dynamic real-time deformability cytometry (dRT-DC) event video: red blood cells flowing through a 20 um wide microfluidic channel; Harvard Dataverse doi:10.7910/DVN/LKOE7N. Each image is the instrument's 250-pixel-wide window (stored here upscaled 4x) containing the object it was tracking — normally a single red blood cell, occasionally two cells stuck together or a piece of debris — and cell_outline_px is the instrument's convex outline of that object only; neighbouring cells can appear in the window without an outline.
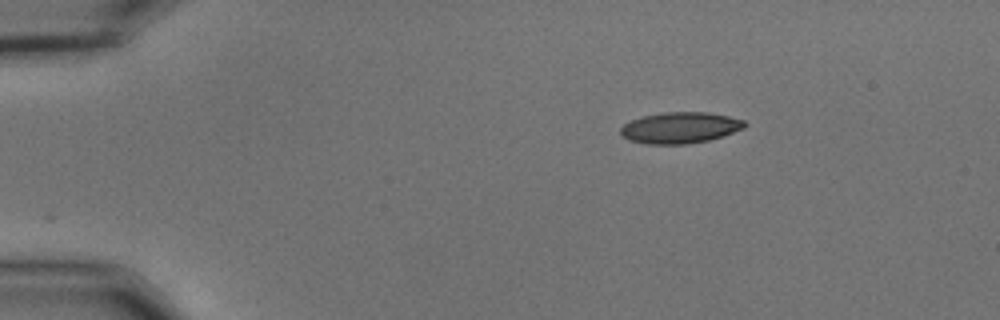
{"species": "common noctule bat (a hibernating species)", "species_latin": "Nyctalus noctula", "temperature_condition": "cold", "stored_images_in_passage": 47, "camera_frame_rate_fps": 3000, "um_per_image_px": 0.085, "animal": {"sex": "male", "body_mass_g": 15.6}, "frame": {"image": 1, "passage_image": 1, "time_ms": 0.0, "image_size_px": [1000, 320], "cell_outline_px": [[748, 124], [744, 128], [724, 136], [708, 140], [688, 144], [648, 144], [632, 140], [624, 136], [620, 132], [620, 128], [624, 124], [632, 120], [644, 116], [664, 112], [708, 112], [728, 116], [744, 120]], "centroid_in_image_um": [57.86, 10.85], "position_along_channel_um": 27.1, "area_um2": 22.43}}
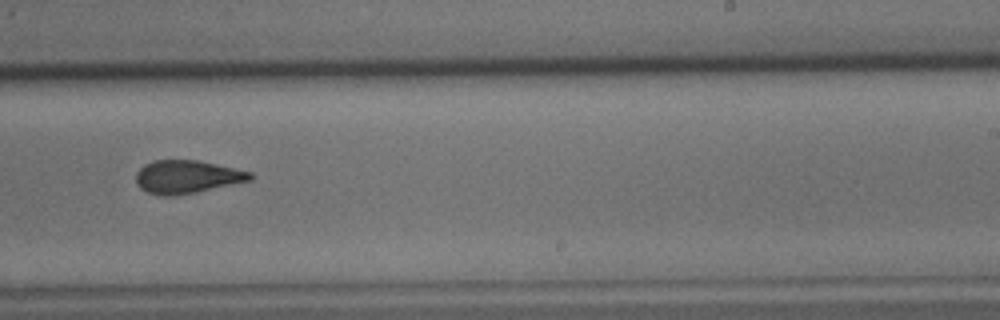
{"frame": {"image": 2, "passage_image": 27, "time_ms": 8.667, "image_size_px": [1000, 320], "cell_outline_px": [[252, 180], [196, 192], [172, 196], [164, 196], [148, 192], [140, 188], [136, 184], [136, 172], [144, 164], [156, 160], [200, 160], [252, 172]], "centroid_in_image_um": [15.88, 15.02], "position_along_channel_um": 273.1, "area_um2": 22.02}}
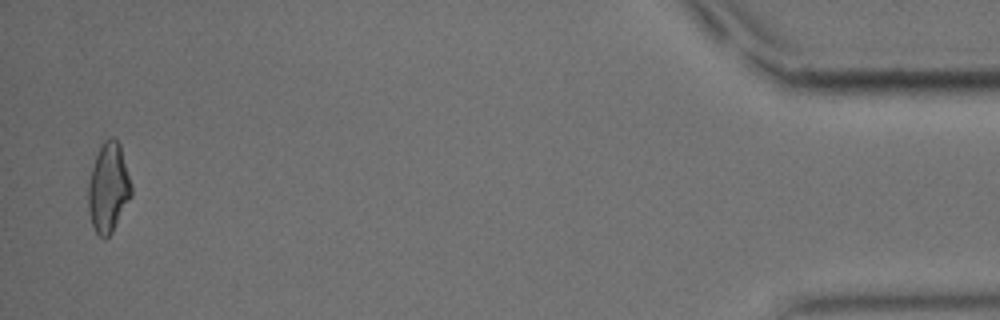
{"frame": {"image": 3, "passage_image": 46, "time_ms": 15.0, "image_size_px": [1000, 320], "cell_outline_px": [[132, 196], [112, 232], [104, 240], [96, 232], [92, 224], [88, 208], [88, 184], [92, 168], [100, 144], [104, 140], [112, 136], [120, 144], [132, 184]], "centroid_in_image_um": [9.23, 15.95], "position_along_channel_um": 426.0, "area_um2": 22.54}, "authors_computed_cell_mechanics": {"area_um2": 22.542, "velocity_mm_per_s": 3.6508, "shape_relaxation_time_tau1_ms": 5.4618, "shape_relaxation_time_tau2_ms": 2.672, "deformation_change_tau1": 0.156, "deformation_change_tau2": 0.1025}}